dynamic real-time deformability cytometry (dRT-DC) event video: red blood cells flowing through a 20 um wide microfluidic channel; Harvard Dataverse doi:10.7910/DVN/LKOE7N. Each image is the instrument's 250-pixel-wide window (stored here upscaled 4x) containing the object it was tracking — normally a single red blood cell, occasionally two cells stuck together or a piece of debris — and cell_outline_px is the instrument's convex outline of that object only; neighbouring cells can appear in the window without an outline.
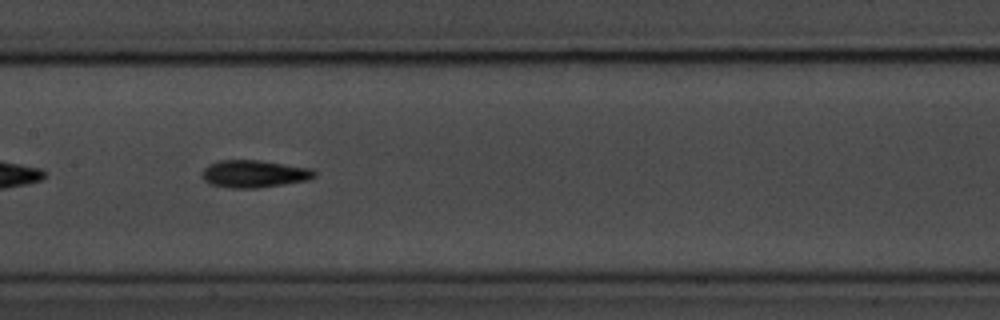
{"species": "common noctule bat (a hibernating species)", "species_latin": "Nyctalus noctula", "temperature_condition": "room temperature", "stored_images_in_passage": 41, "camera_frame_rate_fps": 3000, "um_per_image_px": 0.085, "animal": {"sex": "male", "body_mass_g": 20.1, "forearm_length_mm": 53.5}, "frame": {"image": 1, "passage_image": 12, "time_ms": 3.667, "image_size_px": [1000, 320], "cell_outline_px": [[316, 176], [308, 180], [284, 184], [256, 188], [228, 188], [208, 184], [200, 176], [200, 172], [208, 164], [220, 160], [260, 160], [312, 168], [316, 172]], "centroid_in_image_um": [21.56, 14.77], "position_along_channel_um": 185.8, "area_um2": 18.26}}
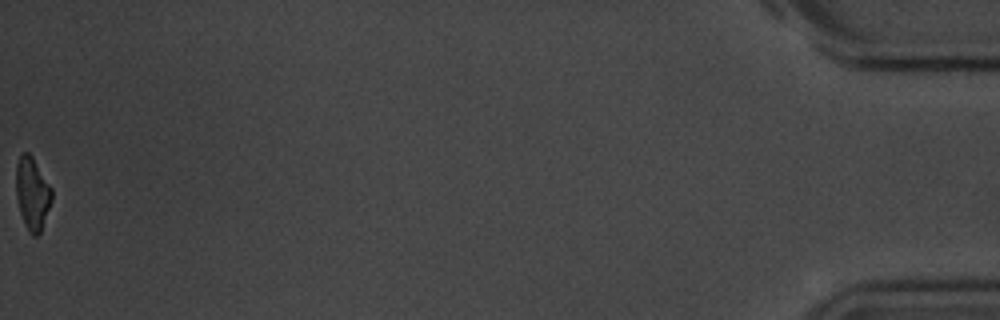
{"frame": {"image": 2, "passage_image": 41, "time_ms": 13.333, "image_size_px": [1000, 320], "cell_outline_px": [[52, 200], [40, 232], [36, 236], [32, 236], [28, 232], [24, 224], [20, 212], [16, 196], [16, 164], [20, 156], [24, 152], [28, 152], [32, 156], [52, 188]], "centroid_in_image_um": [2.74, 16.46], "position_along_channel_um": 432.5, "area_um2": 15.09}, "authors_computed_cell_mechanics": {"area_um2": 16.2996, "velocity_mm_per_s": 3.6077, "shape_relaxation_time_tau1_ms": 2.4809, "shape_relaxation_time_tau2_ms": 4.6955, "deformation_change_tau1": 0.1442, "deformation_change_tau2": 0.1445}}